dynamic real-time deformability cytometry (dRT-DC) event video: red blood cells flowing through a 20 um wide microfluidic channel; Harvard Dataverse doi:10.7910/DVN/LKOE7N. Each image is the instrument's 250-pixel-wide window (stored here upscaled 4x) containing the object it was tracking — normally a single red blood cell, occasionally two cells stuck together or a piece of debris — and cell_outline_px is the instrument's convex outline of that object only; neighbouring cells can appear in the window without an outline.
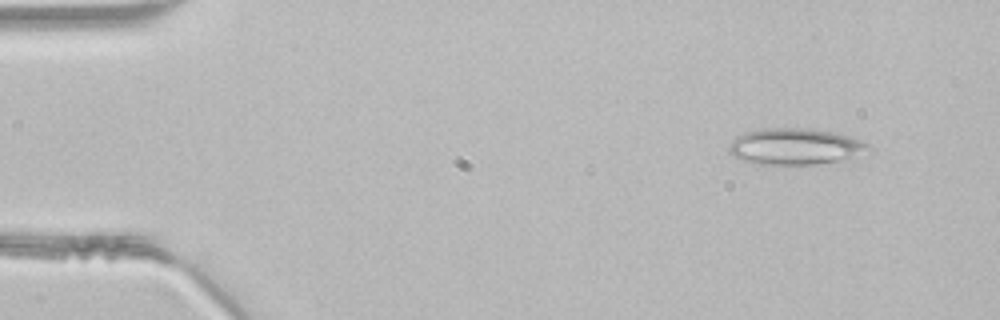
{"species": "common noctule bat (a hibernating species)", "species_latin": "Nyctalus noctula", "temperature_condition": "room temperature", "stored_images_in_passage": 46, "camera_frame_rate_fps": 3000, "um_per_image_px": 0.085, "animal": {"sex": "male", "body_mass_g": 21.5, "forearm_length_mm": 52.0}, "frame": {"image": 1, "passage_image": 4, "time_ms": 1.0, "image_size_px": [1000, 320], "cell_outline_px": [[872, 152], [852, 160], [812, 164], [756, 164], [732, 156], [728, 152], [728, 148], [732, 140], [736, 136], [744, 132], [764, 128], [808, 128], [832, 132], [848, 136], [860, 140], [868, 144], [872, 148]], "centroid_in_image_um": [67.66, 12.46], "position_along_channel_um": 17.3, "area_um2": 30.11}}
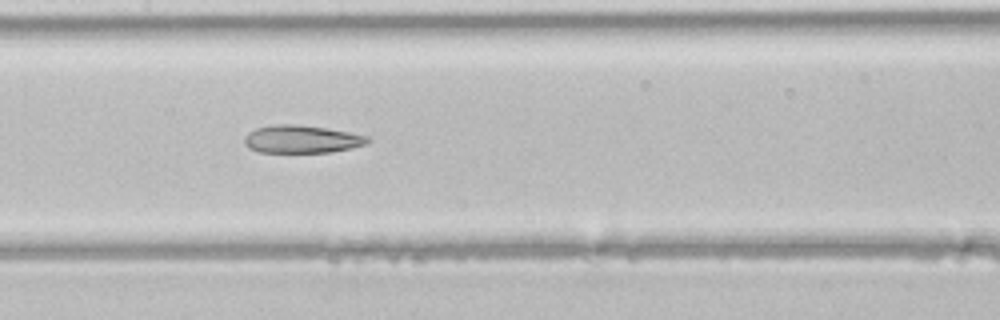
{"frame": {"image": 2, "passage_image": 22, "time_ms": 7.0, "image_size_px": [1000, 320], "cell_outline_px": [[372, 140], [368, 144], [328, 152], [260, 152], [248, 148], [244, 144], [244, 136], [248, 132], [256, 128], [272, 124], [296, 124], [328, 128], [368, 136]], "centroid_in_image_um": [25.62, 11.82], "position_along_channel_um": 181.8, "area_um2": 20.06}}
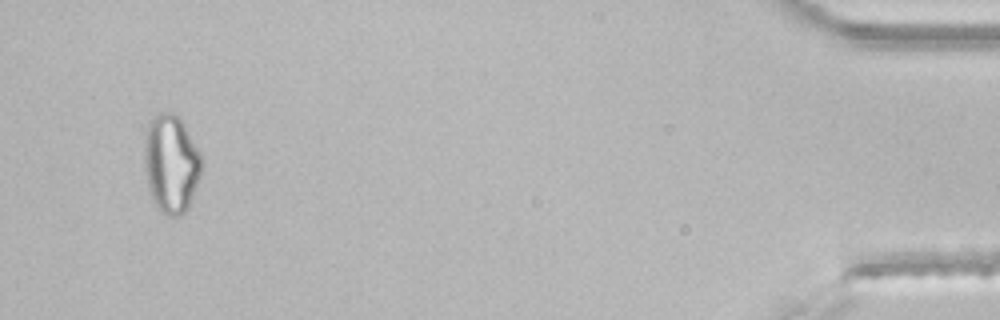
{"frame": {"image": 3, "passage_image": 44, "time_ms": 14.333, "image_size_px": [1000, 320], "cell_outline_px": [[200, 172], [188, 208], [180, 216], [168, 216], [156, 204], [152, 196], [148, 184], [144, 160], [144, 148], [148, 124], [160, 112], [172, 112], [180, 120], [200, 152]], "centroid_in_image_um": [14.53, 13.91], "position_along_channel_um": 420.7, "area_um2": 31.67}}